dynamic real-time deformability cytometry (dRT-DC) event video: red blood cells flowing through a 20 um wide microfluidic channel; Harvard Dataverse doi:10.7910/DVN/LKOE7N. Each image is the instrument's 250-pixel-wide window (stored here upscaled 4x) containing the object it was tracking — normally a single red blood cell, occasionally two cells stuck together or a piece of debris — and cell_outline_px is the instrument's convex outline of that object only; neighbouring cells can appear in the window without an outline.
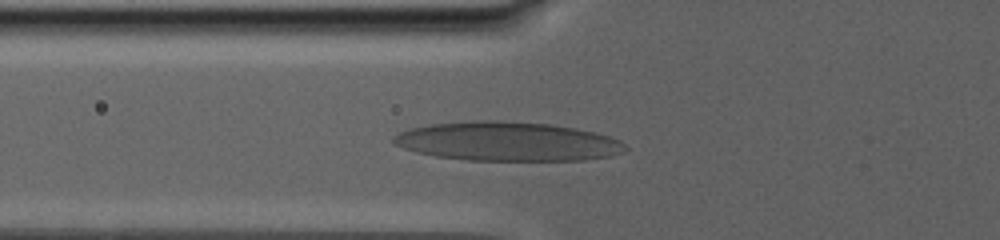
{"species": "human", "species_latin": "Homo sapiens", "temperature_condition": "warm", "stored_images_in_passage": 40, "camera_frame_rate_fps": 3000, "um_per_image_px": 0.085, "donor": {"sex": "male"}, "frame": {"image": 1, "passage_image": 18, "time_ms": 8.333, "image_size_px": [1000, 240], "cell_outline_px": [[628, 148], [624, 152], [612, 156], [584, 160], [468, 160], [436, 156], [416, 152], [392, 144], [392, 136], [400, 132], [412, 128], [432, 124], [472, 120], [504, 120], [552, 124], [576, 128], [596, 132], [620, 140]], "centroid_in_image_um": [43.15, 12.02], "position_along_channel_um": 82.6, "area_um2": 53.12}}
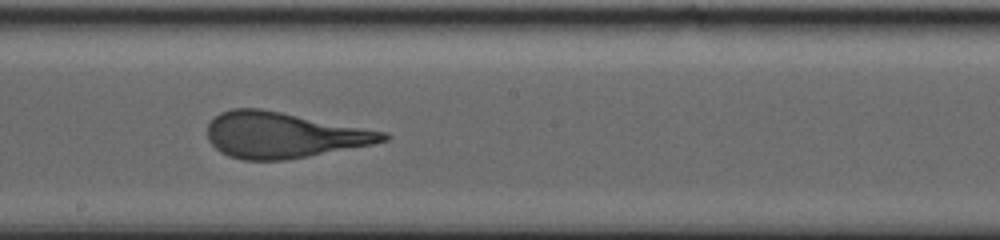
{"frame": {"image": 2, "passage_image": 29, "time_ms": 13.667, "image_size_px": [1000, 240], "cell_outline_px": [[392, 136], [388, 140], [372, 144], [308, 156], [284, 160], [244, 160], [228, 156], [220, 152], [208, 140], [208, 124], [220, 112], [232, 108], [260, 108], [388, 132]], "centroid_in_image_um": [24.09, 11.48], "position_along_channel_um": 224.1, "area_um2": 46.76}}
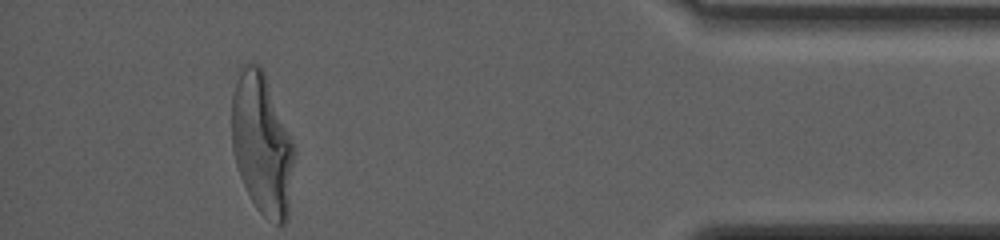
{"frame": {"image": 3, "passage_image": 40, "time_ms": 22.333, "image_size_px": [1000, 240], "cell_outline_px": [[292, 160], [288, 216], [284, 224], [276, 224], [264, 216], [256, 208], [240, 176], [236, 164], [232, 148], [232, 96], [236, 80], [244, 64], [260, 64], [264, 72], [292, 144]], "centroid_in_image_um": [22.22, 12.26], "position_along_channel_um": 413.0, "area_um2": 49.77}, "authors_computed_cell_mechanics": {"area_um2": 49.8814, "velocity_mm_per_s": 2.6529, "shape_relaxation_time_tau1_ms": 11.0299, "shape_relaxation_time_tau2_ms": 1.3784, "deformation_change_tau1": 0.3486, "deformation_change_tau2": 0.1039}}